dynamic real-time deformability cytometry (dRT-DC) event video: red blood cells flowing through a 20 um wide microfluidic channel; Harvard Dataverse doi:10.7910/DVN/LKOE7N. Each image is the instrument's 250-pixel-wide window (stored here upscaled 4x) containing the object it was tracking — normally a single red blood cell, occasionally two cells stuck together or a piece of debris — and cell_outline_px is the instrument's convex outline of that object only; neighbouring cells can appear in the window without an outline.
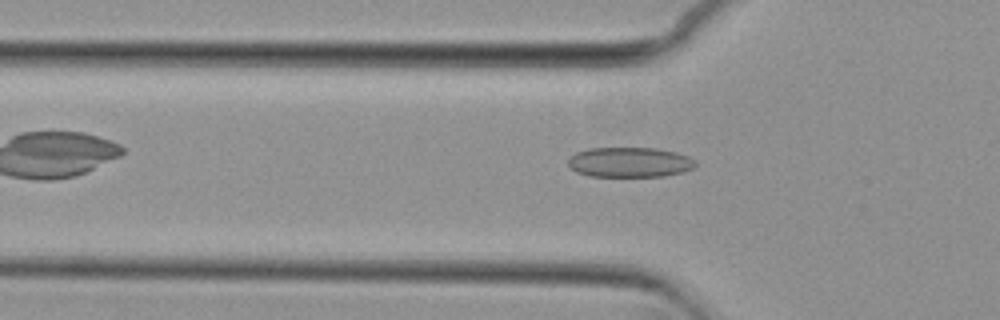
{"species": "common noctule bat (a hibernating species)", "species_latin": "Nyctalus noctula", "temperature_condition": "cold", "stored_images_in_passage": 47, "camera_frame_rate_fps": 3000, "um_per_image_px": 0.085, "animal": {"sex": "female", "body_mass_g": 29.2, "forearm_length_mm": 56.3}, "frame": {"image": 1, "passage_image": 10, "time_ms": 3.0, "image_size_px": [1000, 320], "cell_outline_px": [[696, 164], [692, 168], [684, 172], [664, 176], [588, 176], [576, 172], [568, 164], [568, 160], [576, 152], [588, 148], [656, 148], [676, 152], [688, 156], [696, 160]], "centroid_in_image_um": [53.54, 13.79], "position_along_channel_um": 72.3, "area_um2": 22.31}}
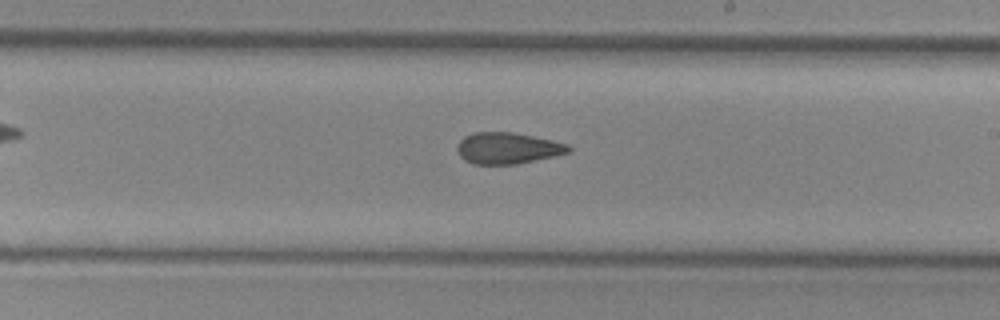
{"frame": {"image": 2, "passage_image": 24, "time_ms": 7.667, "image_size_px": [1000, 320], "cell_outline_px": [[572, 148], [568, 152], [552, 156], [516, 164], [472, 164], [464, 160], [460, 156], [456, 148], [456, 144], [464, 136], [472, 132], [512, 132], [552, 140], [568, 144]], "centroid_in_image_um": [43.09, 12.59], "position_along_channel_um": 245.9, "area_um2": 20.29}}
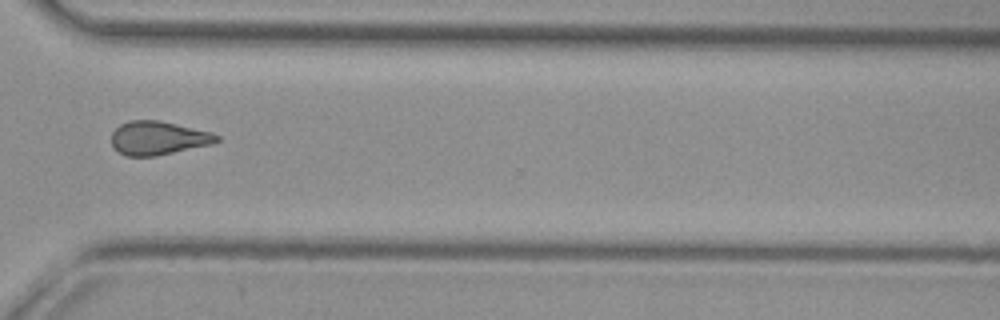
{"frame": {"image": 3, "passage_image": 33, "time_ms": 10.667, "image_size_px": [1000, 320], "cell_outline_px": [[220, 140], [212, 144], [156, 156], [124, 156], [112, 144], [112, 132], [120, 124], [128, 120], [160, 120], [212, 132], [220, 136]], "centroid_in_image_um": [13.46, 11.72], "position_along_channel_um": 357.1, "area_um2": 20.69}, "authors_computed_cell_mechanics": {"area_um2": 20.6924, "velocity_mm_per_s": 3.7031, "shape_relaxation_time_tau1_ms": null, "shape_relaxation_time_tau2_ms": 4.2458, "deformation_change_tau1": null, "deformation_change_tau2": 0.1185}}